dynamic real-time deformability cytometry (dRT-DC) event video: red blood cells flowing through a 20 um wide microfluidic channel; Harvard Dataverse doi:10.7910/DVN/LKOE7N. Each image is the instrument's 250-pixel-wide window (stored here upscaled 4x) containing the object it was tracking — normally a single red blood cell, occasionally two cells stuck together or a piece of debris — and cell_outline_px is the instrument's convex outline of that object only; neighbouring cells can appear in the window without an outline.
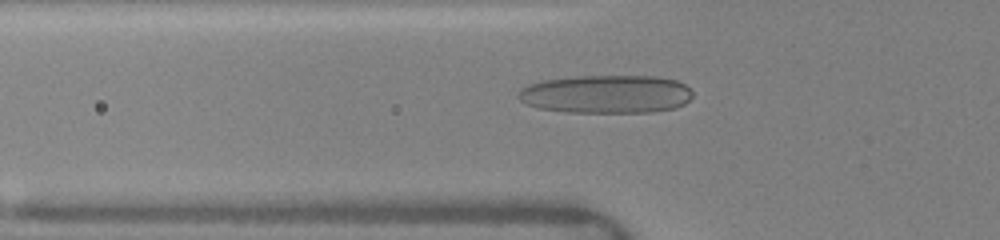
{"species": "human", "species_latin": "Homo sapiens", "temperature_condition": "warm", "stored_images_in_passage": 41, "camera_frame_rate_fps": 3000, "um_per_image_px": 0.085, "donor": {"sex": "female"}, "frame": {"image": 1, "passage_image": 16, "time_ms": 5.333, "image_size_px": [1000, 240], "cell_outline_px": [[692, 96], [684, 104], [676, 108], [652, 112], [564, 112], [536, 108], [524, 104], [516, 96], [520, 88], [528, 84], [544, 80], [576, 76], [656, 76], [676, 80], [684, 84], [692, 92]], "centroid_in_image_um": [51.48, 8.0], "position_along_channel_um": 74.3, "area_um2": 39.25}}
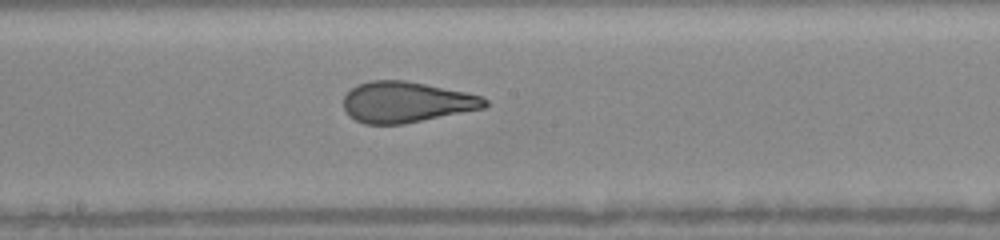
{"frame": {"image": 2, "passage_image": 25, "time_ms": 8.667, "image_size_px": [1000, 240], "cell_outline_px": [[488, 104], [484, 108], [404, 124], [364, 124], [348, 116], [344, 108], [344, 96], [356, 84], [372, 80], [404, 80], [484, 96], [488, 100]], "centroid_in_image_um": [34.52, 8.68], "position_along_channel_um": 213.7, "area_um2": 33.58}}
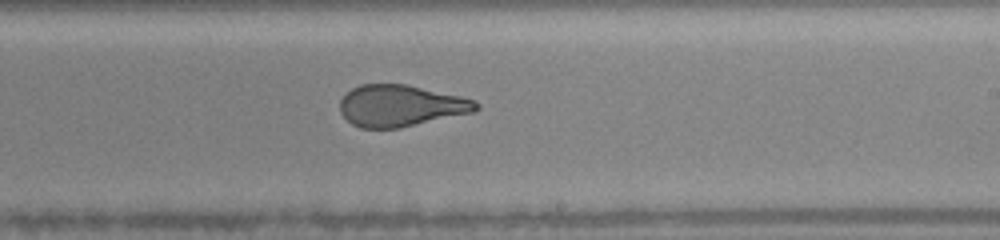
{"frame": {"image": 3, "passage_image": 28, "time_ms": 9.667, "image_size_px": [1000, 240], "cell_outline_px": [[480, 108], [476, 112], [400, 128], [360, 128], [352, 124], [340, 112], [340, 100], [352, 88], [360, 84], [404, 84], [460, 96], [476, 100], [480, 104]], "centroid_in_image_um": [34.09, 9.0], "position_along_channel_um": 254.9, "area_um2": 33.06}, "authors_computed_cell_mechanics": {"area_um2": 35.0846, "velocity_mm_per_s": 4.1499, "shape_relaxation_time_tau1_ms": 6.4256, "shape_relaxation_time_tau2_ms": 0.774, "deformation_change_tau1": 0.2336, "deformation_change_tau2": 0.0795}}